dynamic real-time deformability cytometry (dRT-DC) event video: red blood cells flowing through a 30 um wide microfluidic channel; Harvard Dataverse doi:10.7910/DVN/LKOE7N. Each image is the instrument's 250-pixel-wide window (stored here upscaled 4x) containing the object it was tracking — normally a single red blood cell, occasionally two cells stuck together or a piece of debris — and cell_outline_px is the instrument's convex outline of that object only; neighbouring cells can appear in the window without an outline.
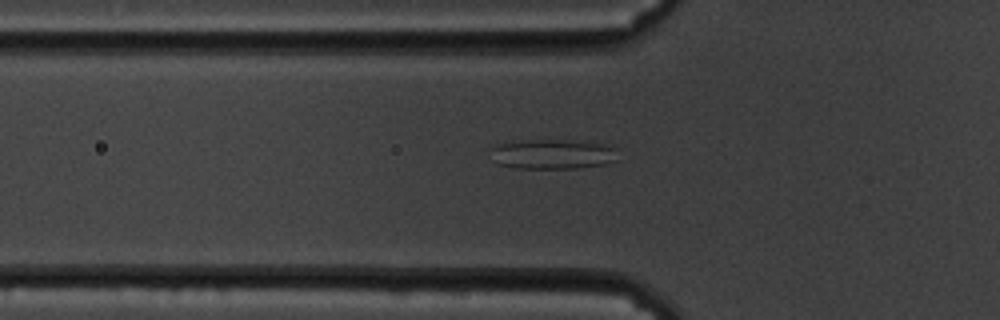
{"species": "common noctule bat (a hibernating species)", "species_latin": "Nyctalus noctula", "temperature_condition": "cold", "stored_images_in_passage": 41, "camera_frame_rate_fps": 3000, "um_per_image_px": 0.085, "animal": {"sex": "male", "body_mass_g": 19.5, "forearm_length_mm": 54.6}, "frame": {"image": 1, "passage_image": 2, "time_ms": 0.333, "image_size_px": [1000, 320], "cell_outline_px": [[616, 160], [608, 164], [576, 168], [516, 168], [500, 164], [492, 160], [492, 148], [496, 144], [524, 140], [564, 140], [600, 144], [616, 148]], "centroid_in_image_um": [46.96, 13.11], "position_along_channel_um": 78.8, "area_um2": 21.91}}
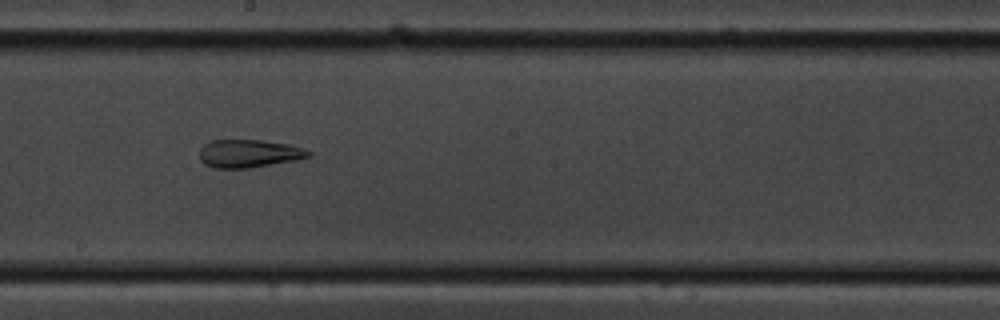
{"frame": {"image": 2, "passage_image": 15, "time_ms": 4.667, "image_size_px": [1000, 320], "cell_outline_px": [[312, 156], [296, 160], [248, 168], [216, 168], [204, 164], [200, 160], [200, 148], [204, 144], [212, 140], [260, 140], [288, 144], [304, 148], [312, 152]], "centroid_in_image_um": [21.17, 13.05], "position_along_channel_um": 227.0, "area_um2": 17.8}}
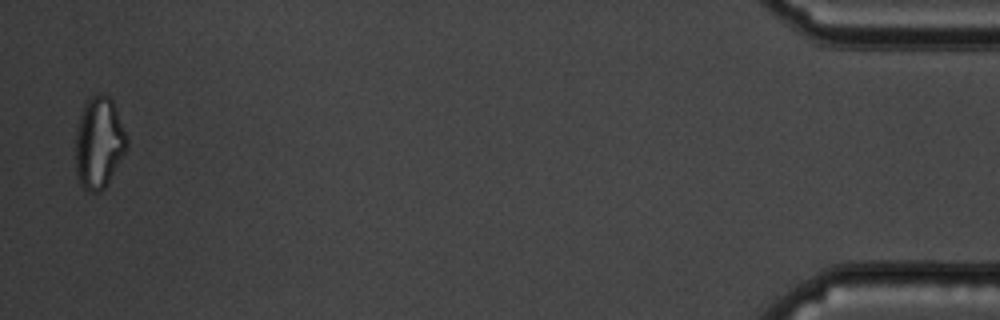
{"frame": {"image": 3, "passage_image": 40, "time_ms": 13.0, "image_size_px": [1000, 320], "cell_outline_px": [[128, 148], [104, 188], [100, 192], [88, 192], [76, 180], [76, 132], [80, 112], [84, 100], [100, 92], [108, 96], [112, 100], [128, 136]], "centroid_in_image_um": [8.4, 12.11], "position_along_channel_um": 426.8, "area_um2": 27.8}, "authors_computed_cell_mechanics": {"area_um2": 20.519, "velocity_mm_per_s": 3.414, "shape_relaxation_time_tau1_ms": null, "shape_relaxation_time_tau2_ms": 2.2984, "deformation_change_tau1": null, "deformation_change_tau2": 0.1046}}